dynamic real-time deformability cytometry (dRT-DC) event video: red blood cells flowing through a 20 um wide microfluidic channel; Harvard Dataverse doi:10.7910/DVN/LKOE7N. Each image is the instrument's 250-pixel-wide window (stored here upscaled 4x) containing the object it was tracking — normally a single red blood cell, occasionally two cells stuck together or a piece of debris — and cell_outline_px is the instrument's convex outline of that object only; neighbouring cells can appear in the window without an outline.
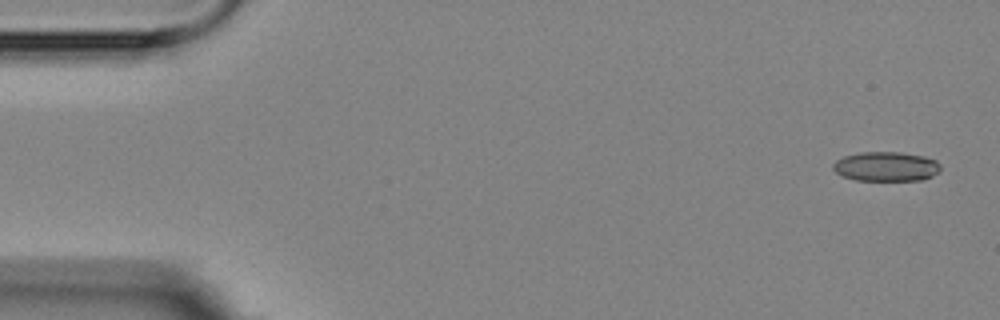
{"species": "Egyptian fruit bat (a non-hibernating species)", "species_latin": "Rousettus aegyptiacus", "temperature_condition": "room temperature", "stored_images_in_passage": 4, "camera_frame_rate_fps": 3000, "um_per_image_px": 0.085, "animal": {"sex": "female"}, "frame": {"image": 1, "passage_image": 1, "time_ms": 0.0, "image_size_px": [1000, 320], "cell_outline_px": [[940, 172], [924, 180], [856, 180], [840, 176], [832, 168], [832, 164], [836, 160], [844, 156], [860, 152], [900, 152], [924, 156], [936, 160], [940, 164]], "centroid_in_image_um": [75.32, 14.15], "position_along_channel_um": 9.7, "area_um2": 18.67}}